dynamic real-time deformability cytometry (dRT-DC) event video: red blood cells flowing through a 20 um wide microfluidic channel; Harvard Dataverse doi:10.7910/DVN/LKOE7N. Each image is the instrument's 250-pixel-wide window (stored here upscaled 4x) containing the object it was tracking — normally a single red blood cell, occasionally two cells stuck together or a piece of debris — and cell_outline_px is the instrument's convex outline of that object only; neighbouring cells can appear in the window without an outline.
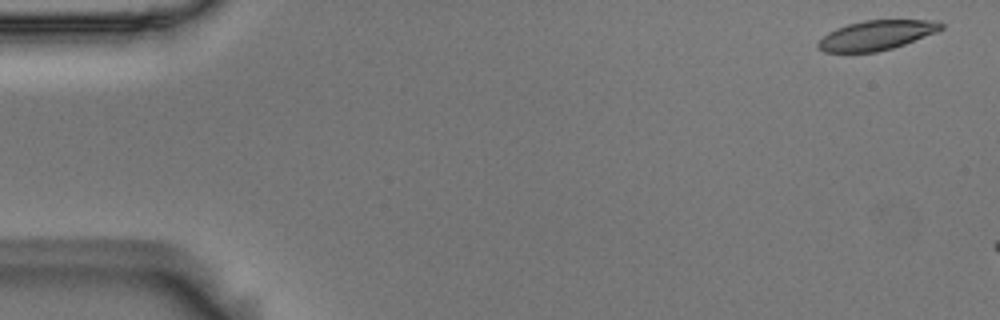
{"species": "Egyptian fruit bat (a non-hibernating species)", "species_latin": "Rousettus aegyptiacus", "temperature_condition": "room temperature", "stored_images_in_passage": 3, "camera_frame_rate_fps": 3000, "um_per_image_px": 0.085, "animal": {"sex": "male"}, "frame": {"image": 1, "passage_image": 1, "time_ms": 0.0, "image_size_px": [1000, 320], "cell_outline_px": [[944, 28], [936, 32], [904, 44], [892, 48], [876, 52], [824, 52], [816, 48], [816, 44], [828, 32], [836, 28], [848, 24], [864, 20], [940, 20], [944, 24]], "centroid_in_image_um": [74.5, 2.99], "position_along_channel_um": 10.5, "area_um2": 21.27}}